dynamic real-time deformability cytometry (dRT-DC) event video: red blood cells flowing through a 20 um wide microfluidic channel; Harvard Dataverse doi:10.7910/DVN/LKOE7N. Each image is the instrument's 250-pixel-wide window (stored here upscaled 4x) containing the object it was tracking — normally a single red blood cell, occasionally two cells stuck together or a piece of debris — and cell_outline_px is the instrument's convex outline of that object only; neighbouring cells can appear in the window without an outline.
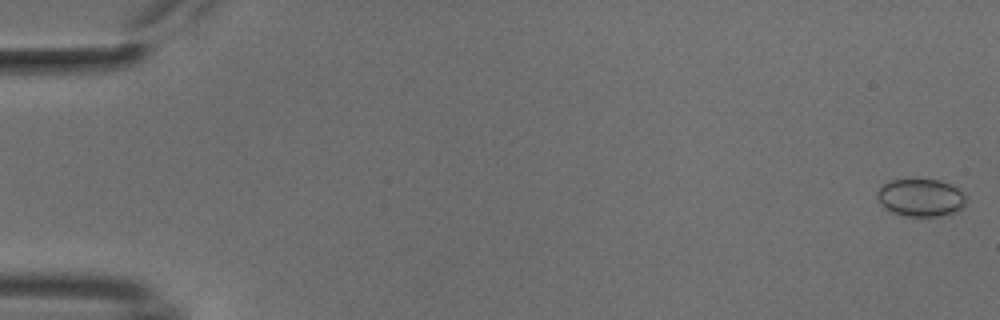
{"species": "common noctule bat (a hibernating species)", "species_latin": "Nyctalus noctula", "temperature_condition": "cold", "stored_images_in_passage": 55, "segment_of_instrument_passage": [1, 2], "camera_frame_rate_fps": 3000, "um_per_image_px": 0.085, "animal": {"sex": "male", "body_mass_g": 18.8}, "frame": {"image": 1, "passage_image": 1, "time_ms": 0.0, "image_size_px": [1000, 320], "cell_outline_px": [[964, 208], [956, 212], [940, 216], [904, 216], [892, 212], [884, 208], [880, 204], [876, 196], [876, 192], [888, 180], [940, 180], [964, 192]], "centroid_in_image_um": [78.24, 16.81], "position_along_channel_um": 6.8, "area_um2": 19.48}}
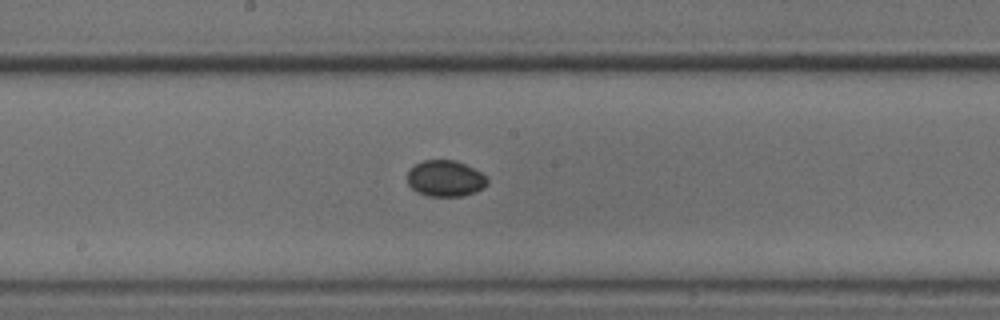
{"frame": {"image": 2, "passage_image": 29, "time_ms": 9.333, "image_size_px": [1000, 320], "cell_outline_px": [[488, 184], [484, 188], [476, 192], [464, 196], [428, 196], [416, 192], [408, 184], [408, 172], [416, 164], [424, 160], [456, 160], [480, 172], [488, 180]], "centroid_in_image_um": [37.86, 15.19], "position_along_channel_um": 210.3, "area_um2": 16.82}}
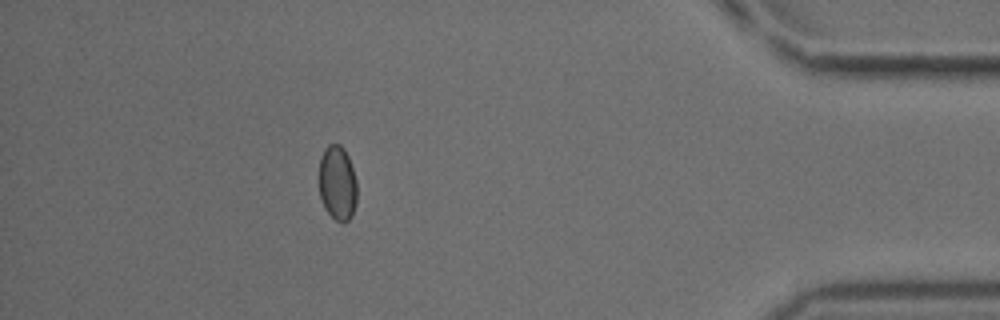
{"frame": {"image": 3, "passage_image": 48, "time_ms": 15.667, "image_size_px": [1000, 320], "cell_outline_px": [[356, 204], [352, 216], [344, 224], [336, 220], [324, 208], [320, 196], [320, 156], [324, 148], [328, 144], [340, 144], [344, 148], [348, 156], [356, 180]], "centroid_in_image_um": [28.68, 15.56], "position_along_channel_um": 406.5, "area_um2": 16.59}}